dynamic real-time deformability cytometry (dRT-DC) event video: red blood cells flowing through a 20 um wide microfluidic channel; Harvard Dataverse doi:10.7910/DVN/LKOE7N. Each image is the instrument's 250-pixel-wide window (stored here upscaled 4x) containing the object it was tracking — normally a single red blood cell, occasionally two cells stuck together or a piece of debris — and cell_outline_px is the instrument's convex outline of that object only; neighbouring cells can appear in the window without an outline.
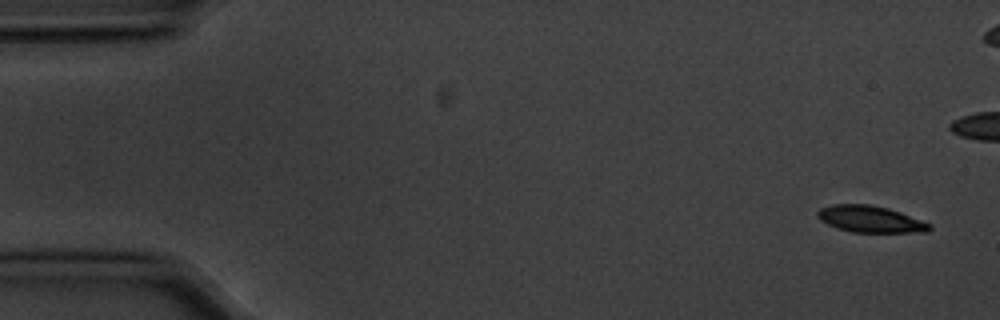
{"species": "common noctule bat (a hibernating species)", "species_latin": "Nyctalus noctula", "temperature_condition": "cold", "stored_images_in_passage": 15, "camera_frame_rate_fps": 3000, "um_per_image_px": 0.085, "animal": {"sex": "male", "body_mass_g": 20.1, "forearm_length_mm": 53.5}, "frame": {"image": 1, "passage_image": 1, "time_ms": 0.0, "image_size_px": [1000, 320], "cell_outline_px": [[932, 228], [928, 232], [852, 232], [836, 228], [820, 220], [816, 216], [816, 212], [820, 208], [832, 204], [868, 204], [888, 208], [900, 212], [932, 224]], "centroid_in_image_um": [73.96, 18.62], "position_along_channel_um": 11.0, "area_um2": 17.46}}
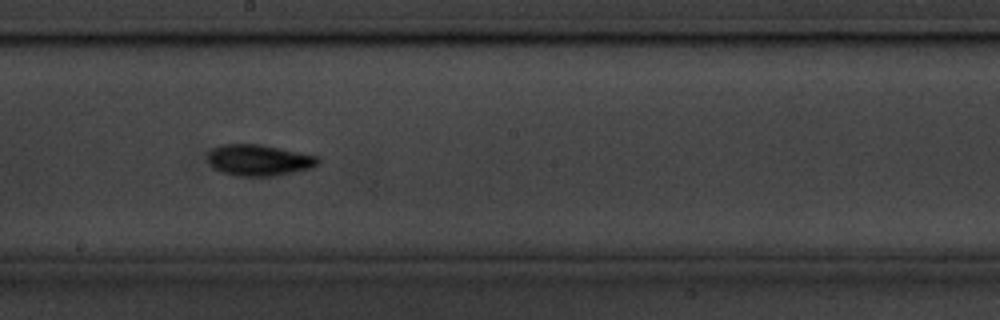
{"frame": {"image": 2, "passage_image": 9, "time_ms": 2.667, "image_size_px": [1000, 320], "cell_outline_px": [[320, 164], [312, 168], [272, 176], [240, 176], [220, 172], [212, 168], [208, 160], [208, 152], [212, 148], [220, 144], [260, 144], [320, 156]], "centroid_in_image_um": [22.01, 13.61], "position_along_channel_um": 226.2, "area_um2": 20.29}}